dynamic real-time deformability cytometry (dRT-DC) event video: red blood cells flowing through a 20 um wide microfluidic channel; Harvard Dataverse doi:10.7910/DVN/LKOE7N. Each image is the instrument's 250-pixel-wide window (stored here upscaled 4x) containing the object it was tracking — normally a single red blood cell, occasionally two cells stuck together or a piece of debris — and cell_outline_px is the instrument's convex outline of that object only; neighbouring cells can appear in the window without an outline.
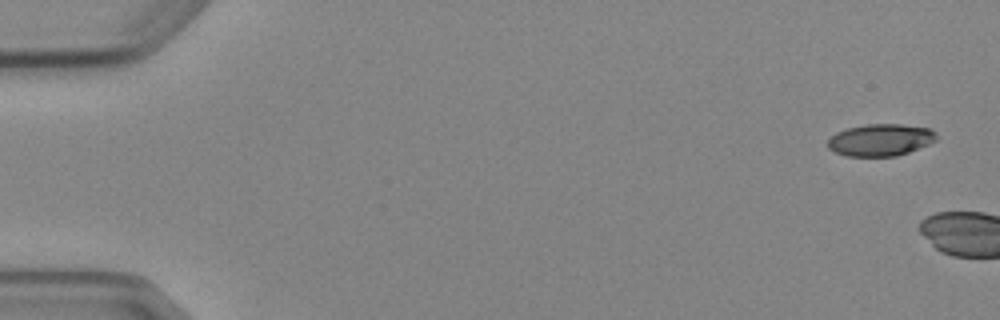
{"species": "Egyptian fruit bat (a non-hibernating species)", "species_latin": "Rousettus aegyptiacus", "temperature_condition": "cold", "stored_images_in_passage": 2, "camera_frame_rate_fps": 3000, "um_per_image_px": 0.085, "animal": {"sex": "female"}, "frame": {"image": 1, "passage_image": 1, "time_ms": 0.0, "image_size_px": [1000, 320], "cell_outline_px": [[936, 140], [928, 144], [908, 152], [896, 156], [848, 156], [836, 152], [828, 148], [828, 140], [836, 132], [848, 128], [864, 124], [900, 124], [932, 128], [936, 132]], "centroid_in_image_um": [74.85, 11.88], "position_along_channel_um": 10.1, "area_um2": 20.23}}